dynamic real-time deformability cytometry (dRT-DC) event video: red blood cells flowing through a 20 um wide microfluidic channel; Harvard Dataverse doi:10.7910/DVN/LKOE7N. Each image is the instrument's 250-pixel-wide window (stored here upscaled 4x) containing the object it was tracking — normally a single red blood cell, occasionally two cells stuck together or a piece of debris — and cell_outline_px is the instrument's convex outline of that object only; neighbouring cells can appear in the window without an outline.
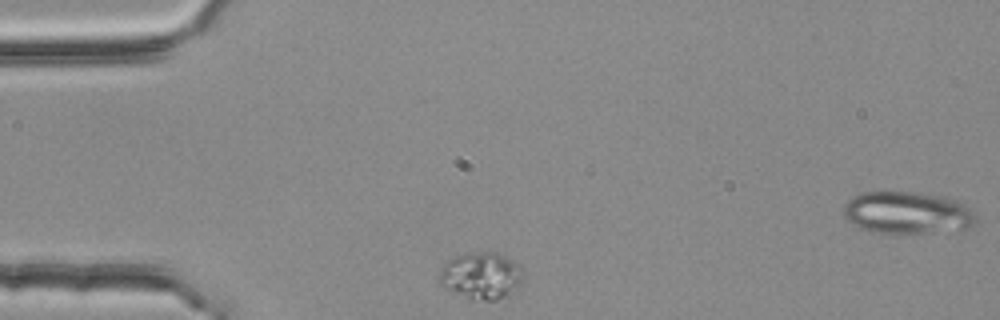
{"species": "common noctule bat (a hibernating species)", "species_latin": "Nyctalus noctula", "temperature_condition": "room temperature", "stored_images_in_passage": 36, "camera_frame_rate_fps": 3000, "um_per_image_px": 0.085, "animal": {"sex": "female", "body_mass_g": 25.1}, "frame": {"image": 1, "passage_image": 1, "time_ms": 0.0, "image_size_px": [1000, 320], "cell_outline_px": [[524, 272], [520, 292], [516, 296], [496, 300], [468, 300], [444, 288], [440, 284], [440, 272], [444, 264], [448, 260], [456, 256], [472, 252], [496, 252], [520, 264]], "centroid_in_image_um": [40.99, 23.49], "position_along_channel_um": 44.0, "area_um2": 23.87}}
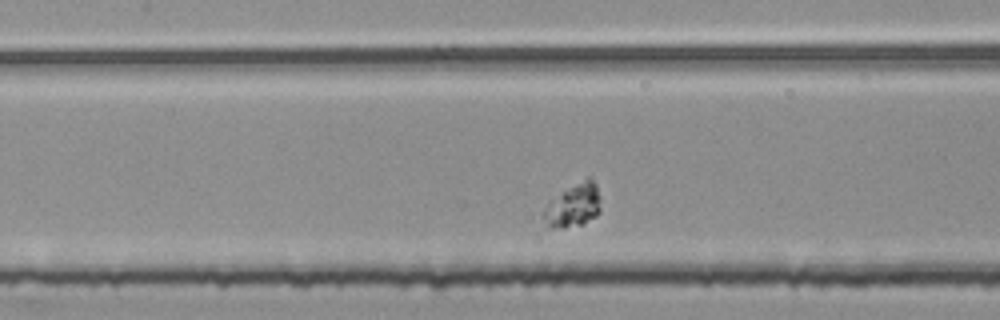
{"frame": {"image": 2, "passage_image": 13, "time_ms": 4.0, "image_size_px": [1000, 320], "cell_outline_px": [[600, 212], [596, 216], [584, 224], [564, 228], [548, 228], [544, 216], [544, 208], [548, 200], [588, 176], [592, 176], [596, 184], [600, 196]], "centroid_in_image_um": [48.76, 17.45], "position_along_channel_um": 158.6, "area_um2": 14.68}}